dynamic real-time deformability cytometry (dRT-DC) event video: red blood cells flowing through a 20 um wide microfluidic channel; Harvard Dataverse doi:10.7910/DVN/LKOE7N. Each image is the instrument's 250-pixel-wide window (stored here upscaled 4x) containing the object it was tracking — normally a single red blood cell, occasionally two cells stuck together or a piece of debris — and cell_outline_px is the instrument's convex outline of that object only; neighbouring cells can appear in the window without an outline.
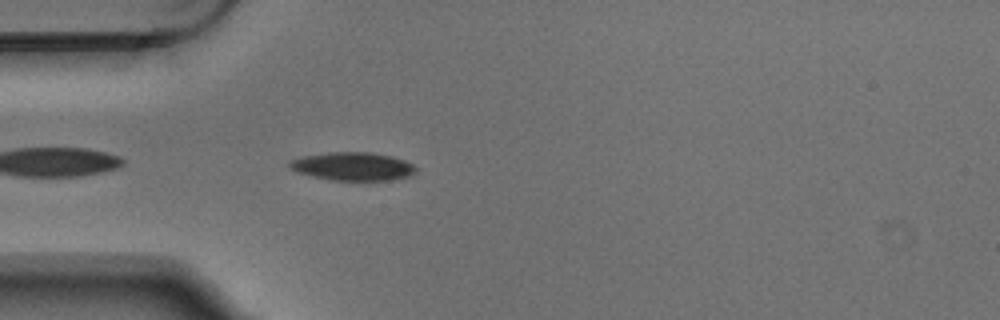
{"species": "Egyptian fruit bat (a non-hibernating species)", "species_latin": "Rousettus aegyptiacus", "temperature_condition": "warm", "stored_images_in_passage": 4, "camera_frame_rate_fps": 3000, "um_per_image_px": 0.085, "animal": {"sex": "male"}, "frame": {"image": 1, "passage_image": 4, "time_ms": 1.0, "image_size_px": [1000, 320], "cell_outline_px": [[416, 172], [412, 176], [388, 180], [332, 180], [312, 176], [296, 172], [288, 168], [288, 160], [304, 156], [328, 152], [372, 152], [392, 156], [404, 160], [412, 164], [416, 168]], "centroid_in_image_um": [29.97, 14.14], "position_along_channel_um": 55.0, "area_um2": 20.98}}